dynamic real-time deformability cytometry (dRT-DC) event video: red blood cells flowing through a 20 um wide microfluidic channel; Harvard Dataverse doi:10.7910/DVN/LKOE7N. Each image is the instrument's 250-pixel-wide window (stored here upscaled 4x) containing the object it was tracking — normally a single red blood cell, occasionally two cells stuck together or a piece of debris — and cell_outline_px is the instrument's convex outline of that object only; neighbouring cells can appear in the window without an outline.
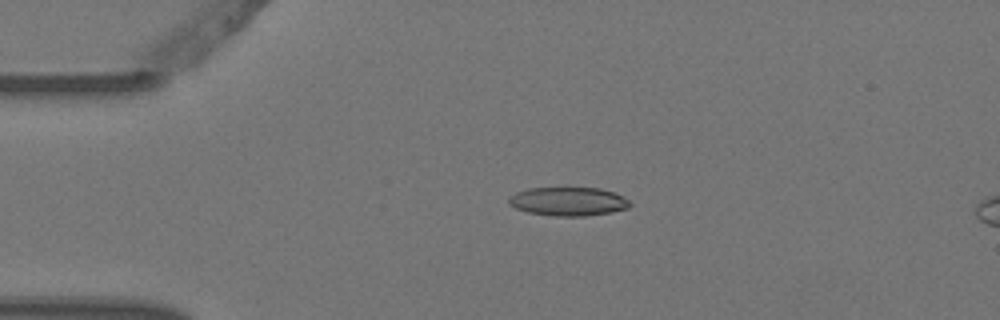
{"species": "Egyptian fruit bat (a non-hibernating species)", "species_latin": "Rousettus aegyptiacus", "temperature_condition": "warm", "stored_images_in_passage": 4, "camera_frame_rate_fps": 3000, "um_per_image_px": 0.085, "animal": {"sex": "female"}, "frame": {"image": 1, "passage_image": 3, "time_ms": 0.667, "image_size_px": [1000, 320], "cell_outline_px": [[632, 204], [628, 208], [612, 212], [584, 216], [552, 216], [528, 212], [516, 208], [508, 204], [508, 196], [516, 192], [528, 188], [600, 188], [612, 192], [628, 200]], "centroid_in_image_um": [48.26, 17.13], "position_along_channel_um": 36.7, "area_um2": 20.23}}